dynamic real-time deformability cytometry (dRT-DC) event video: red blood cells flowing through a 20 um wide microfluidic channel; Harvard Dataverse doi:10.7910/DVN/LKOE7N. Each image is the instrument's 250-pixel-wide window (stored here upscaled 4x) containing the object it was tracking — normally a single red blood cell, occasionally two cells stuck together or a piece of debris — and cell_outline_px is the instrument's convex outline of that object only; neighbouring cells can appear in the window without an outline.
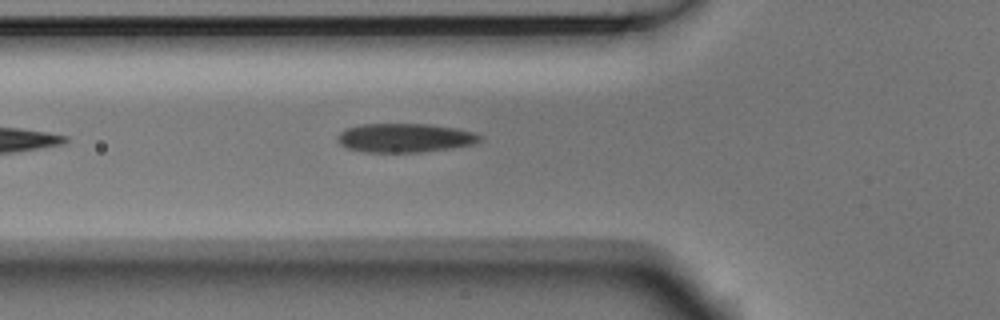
{"species": "Egyptian fruit bat (a non-hibernating species)", "species_latin": "Rousettus aegyptiacus", "temperature_condition": "room temperature", "stored_images_in_passage": 5, "camera_frame_rate_fps": 3000, "um_per_image_px": 0.085, "animal": {"sex": "male"}, "frame": {"image": 1, "passage_image": 5, "time_ms": 1.333, "image_size_px": [1000, 320], "cell_outline_px": [[484, 136], [476, 144], [452, 148], [420, 152], [364, 152], [348, 148], [340, 144], [336, 140], [336, 136], [344, 128], [364, 124], [428, 124], [476, 132]], "centroid_in_image_um": [34.41, 11.72], "position_along_channel_um": 91.4, "area_um2": 24.16}}